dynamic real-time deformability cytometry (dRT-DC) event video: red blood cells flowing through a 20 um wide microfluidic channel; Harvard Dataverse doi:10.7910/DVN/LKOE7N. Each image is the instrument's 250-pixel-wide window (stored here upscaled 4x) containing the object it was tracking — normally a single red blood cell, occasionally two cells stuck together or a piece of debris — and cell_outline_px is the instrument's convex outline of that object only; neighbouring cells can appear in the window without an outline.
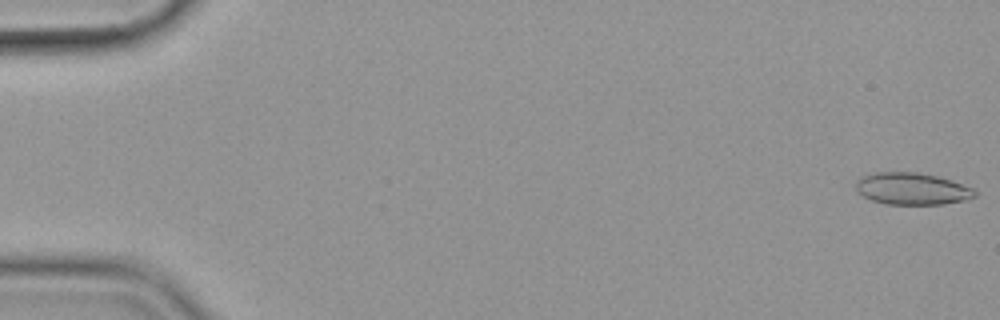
{"species": "common noctule bat (a hibernating species)", "species_latin": "Nyctalus noctula", "temperature_condition": "cold", "stored_images_in_passage": 56, "camera_frame_rate_fps": 3000, "um_per_image_px": 0.085, "animal": {"sex": "female", "body_mass_g": 19.9}, "frame": {"image": 1, "passage_image": 1, "time_ms": 0.0, "image_size_px": [1000, 320], "cell_outline_px": [[976, 196], [964, 200], [944, 204], [884, 204], [872, 200], [864, 196], [856, 188], [856, 180], [864, 176], [876, 172], [916, 172], [936, 176], [952, 180], [972, 188], [976, 192]], "centroid_in_image_um": [77.53, 16.04], "position_along_channel_um": 7.5, "area_um2": 21.96}}
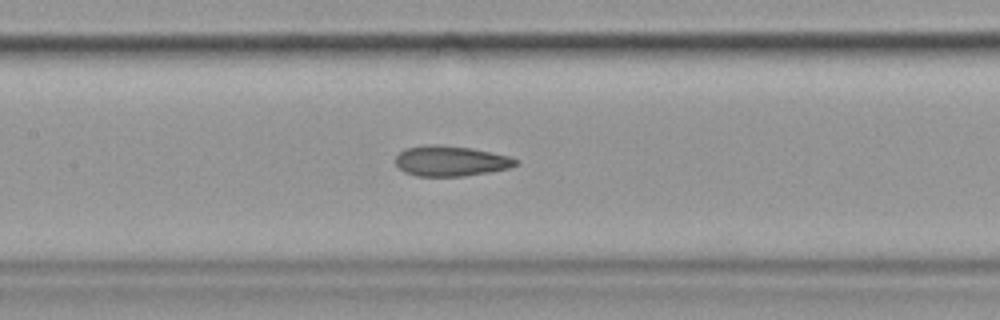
{"frame": {"image": 2, "passage_image": 27, "time_ms": 8.667, "image_size_px": [1000, 320], "cell_outline_px": [[520, 164], [512, 168], [464, 176], [416, 176], [404, 172], [396, 164], [396, 156], [404, 148], [428, 144], [436, 144], [472, 148], [508, 156], [516, 160]], "centroid_in_image_um": [38.31, 13.68], "position_along_channel_um": 169.1, "area_um2": 21.33}}
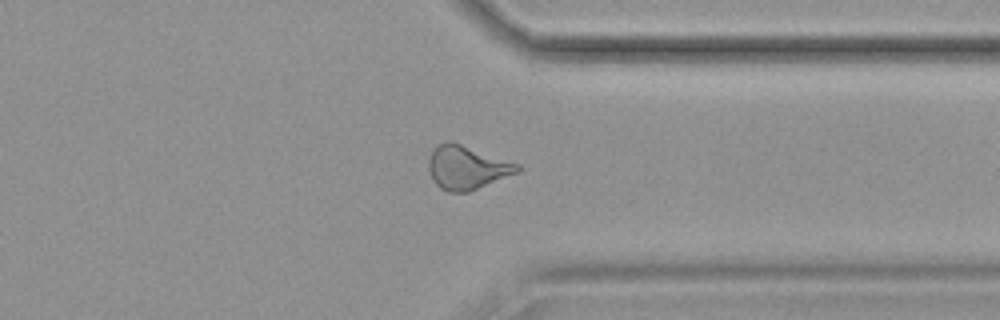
{"frame": {"image": 3, "passage_image": 44, "time_ms": 14.333, "image_size_px": [1000, 320], "cell_outline_px": [[520, 172], [468, 192], [448, 192], [440, 188], [432, 180], [428, 168], [428, 160], [432, 148], [436, 144], [448, 140], [452, 140], [520, 164]], "centroid_in_image_um": [39.66, 14.21], "position_along_channel_um": 371.7, "area_um2": 23.06}, "authors_computed_cell_mechanics": {"area_um2": 21.9929, "velocity_mm_per_s": 3.595, "shape_relaxation_time_tau1_ms": null, "shape_relaxation_time_tau2_ms": 2.9786, "deformation_change_tau1": null, "deformation_change_tau2": 0.1123}}